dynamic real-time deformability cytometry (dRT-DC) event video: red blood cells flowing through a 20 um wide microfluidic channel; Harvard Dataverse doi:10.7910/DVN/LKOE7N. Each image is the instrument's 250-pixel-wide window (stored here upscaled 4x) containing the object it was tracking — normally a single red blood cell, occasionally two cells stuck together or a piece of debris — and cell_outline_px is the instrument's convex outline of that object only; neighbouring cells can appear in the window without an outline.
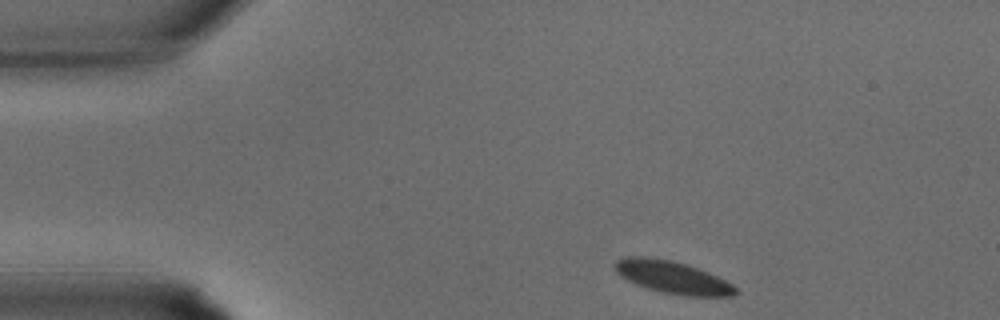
{"species": "common noctule bat (a hibernating species)", "species_latin": "Nyctalus noctula", "temperature_condition": "warm", "stored_images_in_passage": 29, "camera_frame_rate_fps": 3000, "um_per_image_px": 0.085, "animal": {"sex": "male", "body_mass_g": 15.6}, "frame": {"image": 1, "passage_image": 1, "time_ms": 0.0, "image_size_px": [1000, 320], "cell_outline_px": [[740, 292], [732, 296], [684, 296], [664, 292], [648, 288], [636, 284], [620, 276], [616, 272], [612, 264], [616, 260], [624, 256], [644, 256], [672, 260], [708, 272], [732, 284]], "centroid_in_image_um": [57.12, 23.56], "position_along_channel_um": 27.9, "area_um2": 22.77}}
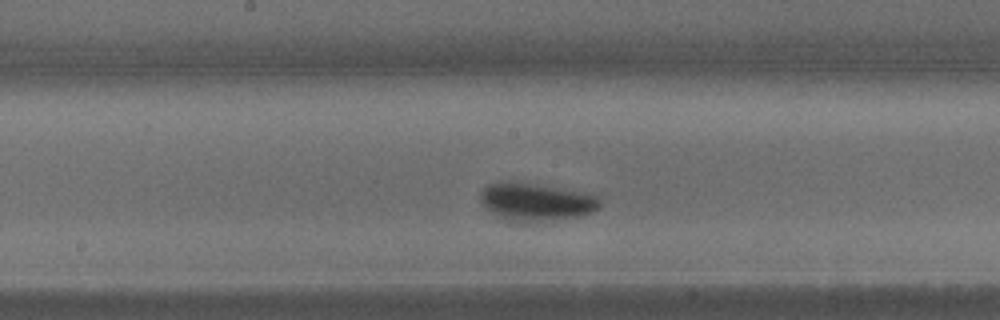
{"frame": {"image": 2, "passage_image": 13, "time_ms": 4.0, "image_size_px": [1000, 320], "cell_outline_px": [[600, 208], [592, 212], [580, 216], [524, 224], [508, 220], [496, 216], [484, 208], [480, 200], [480, 192], [488, 184], [500, 180], [516, 180], [592, 192], [600, 196]], "centroid_in_image_um": [45.57, 17.13], "position_along_channel_um": 202.6, "area_um2": 27.74}}
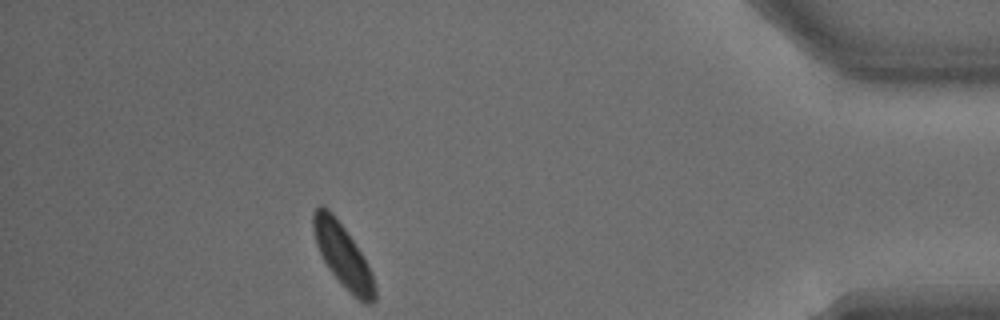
{"frame": {"image": 3, "passage_image": 26, "time_ms": 8.333, "image_size_px": [1000, 320], "cell_outline_px": [[376, 300], [368, 304], [364, 304], [328, 268], [316, 244], [312, 228], [312, 212], [320, 204], [324, 204], [332, 212], [344, 228], [368, 264], [376, 288]], "centroid_in_image_um": [29.12, 21.66], "position_along_channel_um": 406.1, "area_um2": 22.02}}